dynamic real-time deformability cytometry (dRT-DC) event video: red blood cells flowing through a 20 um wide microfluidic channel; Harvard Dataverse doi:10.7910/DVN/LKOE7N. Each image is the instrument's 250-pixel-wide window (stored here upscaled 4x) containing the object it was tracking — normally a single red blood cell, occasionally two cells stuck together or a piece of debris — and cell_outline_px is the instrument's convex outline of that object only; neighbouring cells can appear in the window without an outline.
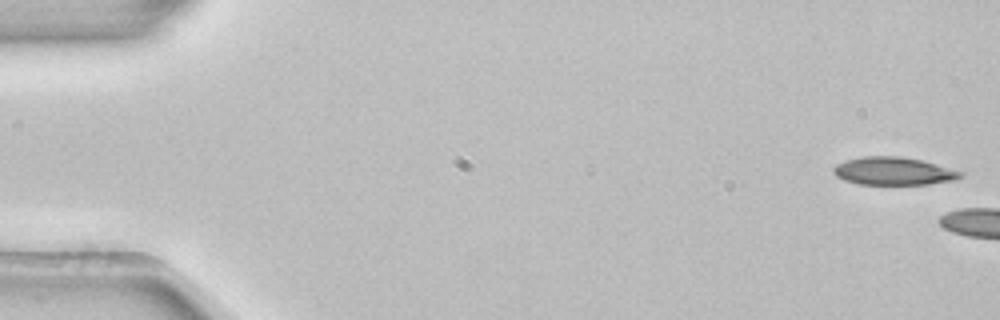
{"species": "common noctule bat (a hibernating species)", "species_latin": "Nyctalus noctula", "temperature_condition": "room temperature", "stored_images_in_passage": 2, "camera_frame_rate_fps": 3000, "um_per_image_px": 0.085, "animal": {"sex": "female", "body_mass_g": 22.7, "forearm_length_mm": 54.2}, "frame": {"image": 1, "passage_image": 1, "time_ms": 0.0, "image_size_px": [1000, 320], "cell_outline_px": [[964, 176], [952, 180], [928, 184], [860, 184], [844, 180], [836, 176], [832, 172], [832, 168], [836, 164], [848, 160], [864, 156], [900, 156], [924, 160], [964, 172]], "centroid_in_image_um": [75.96, 14.53], "position_along_channel_um": 9.0, "area_um2": 20.69}}